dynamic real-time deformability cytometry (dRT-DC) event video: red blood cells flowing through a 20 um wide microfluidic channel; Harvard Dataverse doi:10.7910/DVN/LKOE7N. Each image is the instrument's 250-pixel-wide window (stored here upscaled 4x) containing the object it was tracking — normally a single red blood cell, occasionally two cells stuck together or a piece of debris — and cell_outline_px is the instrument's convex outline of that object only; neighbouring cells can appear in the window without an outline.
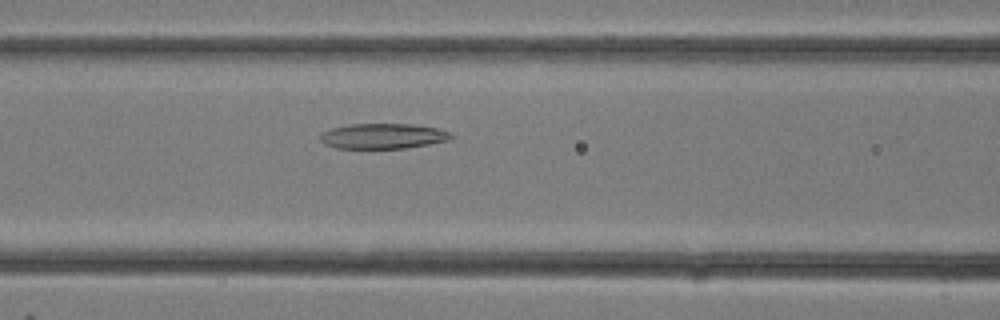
{"species": "common noctule bat (a hibernating species)", "species_latin": "Nyctalus noctula", "temperature_condition": "room temperature", "stored_images_in_passage": 31, "camera_frame_rate_fps": 3000, "um_per_image_px": 0.085, "animal": {"sex": "female"}, "frame": {"image": 1, "passage_image": 13, "time_ms": 4.0, "image_size_px": [1000, 320], "cell_outline_px": [[456, 136], [452, 140], [404, 148], [336, 148], [324, 144], [320, 140], [320, 132], [332, 128], [348, 124], [412, 124], [436, 128], [448, 132]], "centroid_in_image_um": [32.55, 11.56], "position_along_channel_um": 134.1, "area_um2": 19.36}}
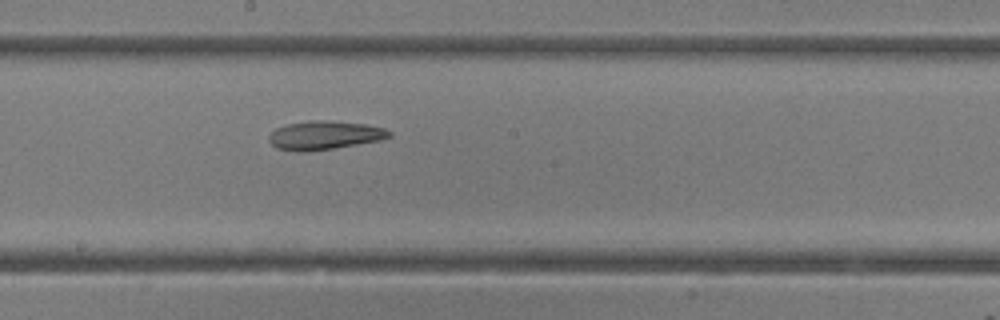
{"frame": {"image": 2, "passage_image": 17, "time_ms": 5.333, "image_size_px": [1000, 320], "cell_outline_px": [[392, 136], [380, 140], [332, 148], [276, 148], [268, 140], [268, 136], [276, 128], [288, 124], [308, 120], [328, 120], [364, 124], [384, 128], [392, 132]], "centroid_in_image_um": [27.65, 11.43], "position_along_channel_um": 220.6, "area_um2": 19.13}}
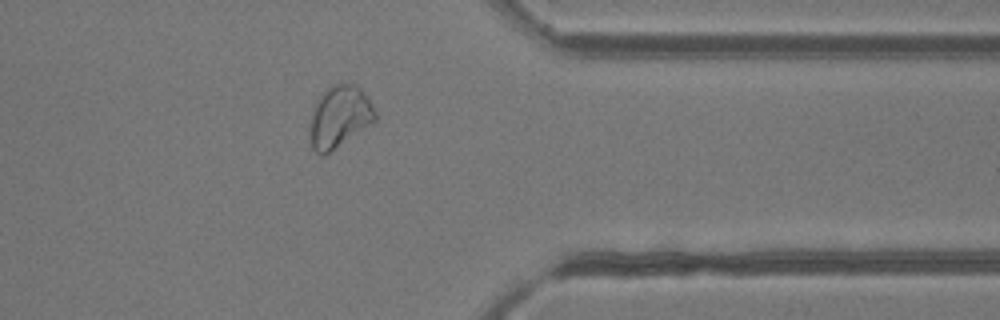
{"frame": {"image": 3, "passage_image": 25, "time_ms": 8.0, "image_size_px": [1000, 320], "cell_outline_px": [[376, 120], [324, 156], [320, 156], [312, 148], [308, 136], [308, 128], [312, 112], [316, 100], [332, 84], [356, 84], [368, 96], [376, 112]], "centroid_in_image_um": [28.82, 9.94], "position_along_channel_um": 382.6, "area_um2": 23.7}}